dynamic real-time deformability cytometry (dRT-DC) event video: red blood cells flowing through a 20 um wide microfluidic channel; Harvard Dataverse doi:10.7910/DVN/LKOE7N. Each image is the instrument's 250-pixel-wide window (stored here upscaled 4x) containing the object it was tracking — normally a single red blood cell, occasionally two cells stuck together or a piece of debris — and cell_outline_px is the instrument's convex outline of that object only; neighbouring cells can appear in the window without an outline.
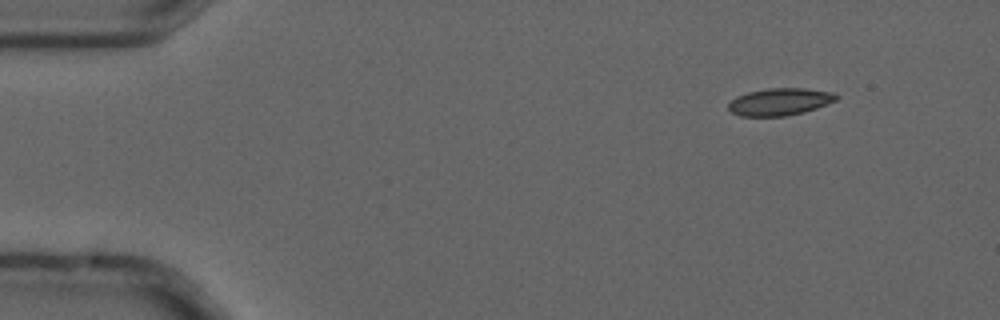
{"species": "common noctule bat (a hibernating species)", "species_latin": "Nyctalus noctula", "temperature_condition": "cold", "stored_images_in_passage": 4, "camera_frame_rate_fps": 3000, "um_per_image_px": 0.085, "animal": {"sex": "male", "forearm_length_mm": 52.5}, "frame": {"image": 1, "passage_image": 2, "time_ms": 0.333, "image_size_px": [1000, 320], "cell_outline_px": [[840, 96], [836, 100], [816, 108], [804, 112], [784, 116], [740, 116], [732, 112], [728, 108], [728, 104], [736, 96], [748, 92], [768, 88], [804, 88], [832, 92]], "centroid_in_image_um": [66.28, 8.64], "position_along_channel_um": 18.7, "area_um2": 17.05}}